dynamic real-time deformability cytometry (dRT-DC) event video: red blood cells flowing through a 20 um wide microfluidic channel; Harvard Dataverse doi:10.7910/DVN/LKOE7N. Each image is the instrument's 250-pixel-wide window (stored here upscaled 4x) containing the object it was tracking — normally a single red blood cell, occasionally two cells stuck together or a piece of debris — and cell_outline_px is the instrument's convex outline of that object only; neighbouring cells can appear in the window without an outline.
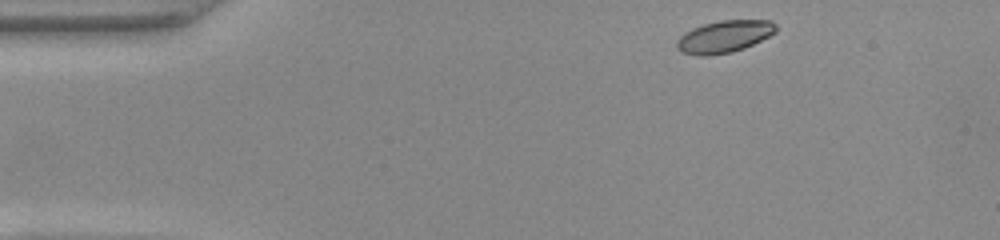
{"species": "common noctule bat (a hibernating species)", "species_latin": "Nyctalus noctula", "temperature_condition": "warm", "stored_images_in_passage": 46, "camera_frame_rate_fps": 3000, "um_per_image_px": 0.085, "animal": {"sex": "female", "body_mass_g": 22.0, "forearm_length_mm": 56.7}, "frame": {"image": 1, "passage_image": 1, "time_ms": 0.0, "image_size_px": [1000, 240], "cell_outline_px": [[776, 32], [744, 48], [732, 52], [708, 56], [700, 56], [680, 52], [676, 48], [676, 40], [684, 32], [692, 28], [704, 24], [720, 20], [772, 20], [776, 24]], "centroid_in_image_um": [61.52, 3.11], "position_along_channel_um": 23.5, "area_um2": 18.67}}
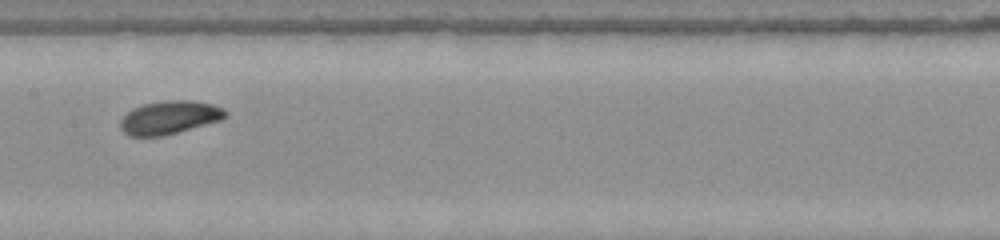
{"frame": {"image": 2, "passage_image": 20, "time_ms": 6.333, "image_size_px": [1000, 240], "cell_outline_px": [[228, 112], [220, 120], [164, 136], [128, 136], [120, 128], [120, 120], [132, 108], [144, 104], [168, 100], [196, 100], [212, 104], [224, 108]], "centroid_in_image_um": [14.39, 9.98], "position_along_channel_um": 193.0, "area_um2": 20.35}}
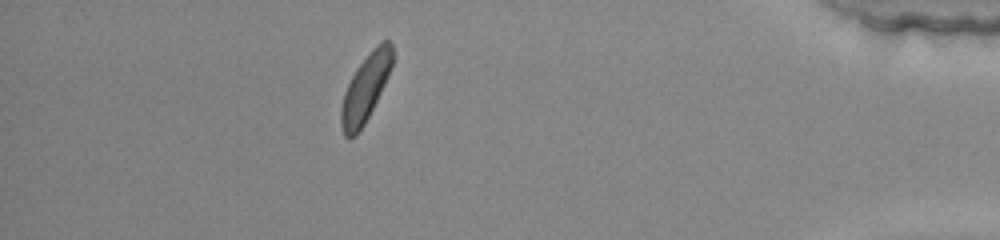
{"frame": {"image": 3, "passage_image": 40, "time_ms": 13.0, "image_size_px": [1000, 240], "cell_outline_px": [[392, 64], [388, 76], [364, 124], [356, 136], [344, 136], [340, 124], [340, 108], [344, 92], [356, 68], [372, 48], [380, 40], [388, 40], [392, 44]], "centroid_in_image_um": [31.04, 7.46], "position_along_channel_um": 404.2, "area_um2": 19.83}, "authors_computed_cell_mechanics": {"area_um2": 19.8254, "velocity_mm_per_s": 3.8949, "shape_relaxation_time_tau1_ms": 2.254, "shape_relaxation_time_tau2_ms": null, "deformation_change_tau1": 0.1029, "deformation_change_tau2": null}}